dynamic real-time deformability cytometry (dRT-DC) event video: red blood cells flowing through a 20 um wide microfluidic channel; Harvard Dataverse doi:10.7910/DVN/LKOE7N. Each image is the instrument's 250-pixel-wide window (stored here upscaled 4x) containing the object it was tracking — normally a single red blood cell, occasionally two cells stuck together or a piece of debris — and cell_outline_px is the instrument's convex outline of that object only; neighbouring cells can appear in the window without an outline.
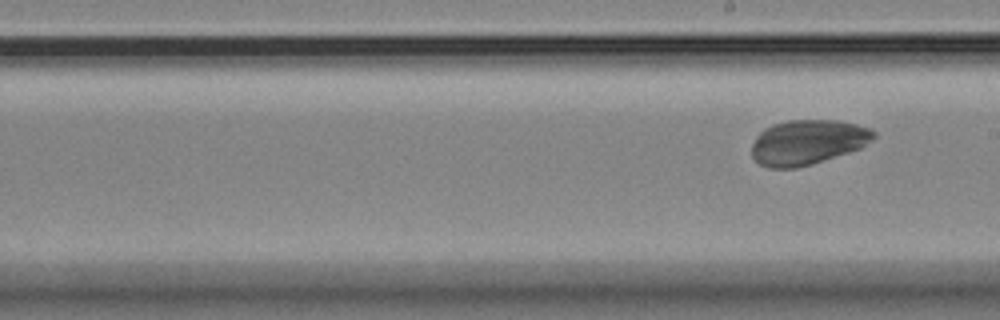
{"species": "Egyptian fruit bat (a non-hibernating species)", "species_latin": "Rousettus aegyptiacus", "temperature_condition": "room temperature", "stored_images_in_passage": 8, "segment_of_instrument_passage": [2, 2], "camera_frame_rate_fps": 3000, "um_per_image_px": 0.085, "animal": {"sex": "female"}, "frame": {"image": 1, "passage_image": 8, "time_ms": 8.0, "image_size_px": [1000, 320], "cell_outline_px": [[876, 136], [872, 140], [860, 148], [812, 164], [796, 168], [768, 168], [760, 164], [752, 156], [752, 144], [756, 136], [764, 128], [772, 124], [788, 120], [836, 120], [856, 124], [872, 128], [876, 132]], "centroid_in_image_um": [68.64, 12.08], "position_along_channel_um": 220.4, "area_um2": 31.96}}